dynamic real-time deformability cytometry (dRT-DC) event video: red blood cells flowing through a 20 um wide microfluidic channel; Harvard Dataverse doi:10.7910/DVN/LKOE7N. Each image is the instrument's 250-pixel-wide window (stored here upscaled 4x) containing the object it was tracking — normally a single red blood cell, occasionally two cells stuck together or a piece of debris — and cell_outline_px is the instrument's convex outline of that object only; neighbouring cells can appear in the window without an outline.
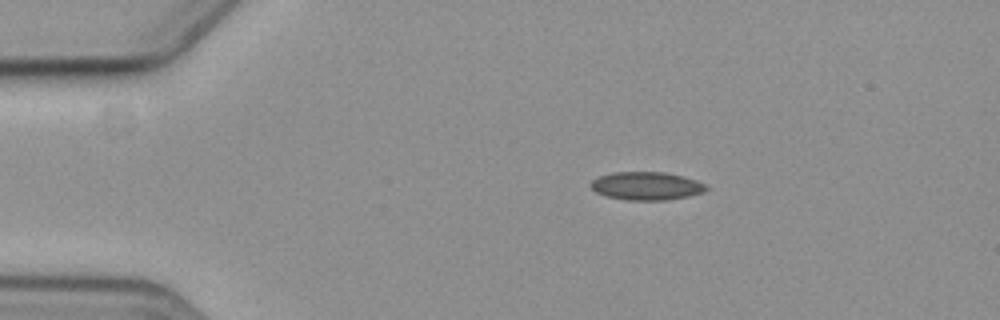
{"species": "common noctule bat (a hibernating species)", "species_latin": "Nyctalus noctula", "temperature_condition": "cold", "stored_images_in_passage": 5, "camera_frame_rate_fps": 3000, "um_per_image_px": 0.085, "animal": {"sex": "female", "body_mass_g": 19.3, "forearm_length_mm": 54.1}, "frame": {"image": 1, "passage_image": 1, "time_ms": 0.0, "image_size_px": [1000, 320], "cell_outline_px": [[708, 188], [704, 192], [688, 196], [664, 200], [628, 200], [604, 196], [596, 192], [588, 184], [592, 180], [600, 176], [612, 172], [664, 172], [684, 176], [696, 180], [704, 184]], "centroid_in_image_um": [54.92, 15.8], "position_along_channel_um": 30.1, "area_um2": 18.96}}
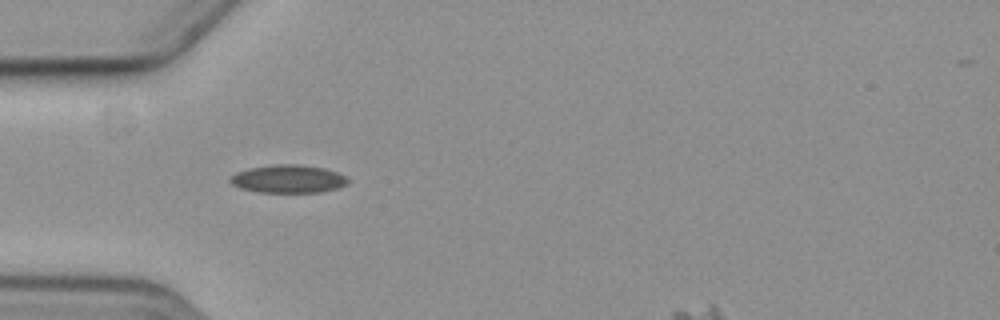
{"frame": {"image": 2, "passage_image": 3, "time_ms": 2.333, "image_size_px": [1000, 320], "cell_outline_px": [[348, 184], [336, 188], [320, 192], [260, 192], [240, 188], [232, 184], [228, 180], [236, 172], [248, 168], [272, 164], [300, 164], [324, 168], [336, 172], [344, 176], [348, 180]], "centroid_in_image_um": [24.47, 15.2], "position_along_channel_um": 60.5, "area_um2": 19.19}}
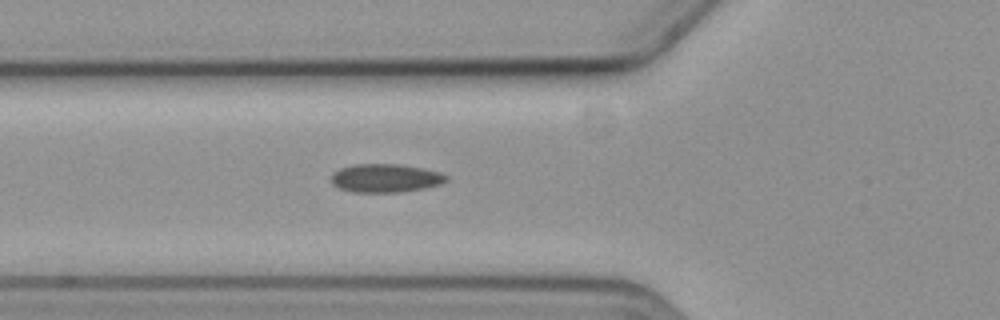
{"frame": {"image": 3, "passage_image": 4, "time_ms": 3.333, "image_size_px": [1000, 320], "cell_outline_px": [[448, 180], [440, 184], [424, 188], [400, 192], [352, 192], [340, 188], [332, 184], [332, 172], [340, 168], [352, 164], [400, 164], [424, 168], [440, 172], [448, 176]], "centroid_in_image_um": [32.77, 15.13], "position_along_channel_um": 93.0, "area_um2": 19.19}}